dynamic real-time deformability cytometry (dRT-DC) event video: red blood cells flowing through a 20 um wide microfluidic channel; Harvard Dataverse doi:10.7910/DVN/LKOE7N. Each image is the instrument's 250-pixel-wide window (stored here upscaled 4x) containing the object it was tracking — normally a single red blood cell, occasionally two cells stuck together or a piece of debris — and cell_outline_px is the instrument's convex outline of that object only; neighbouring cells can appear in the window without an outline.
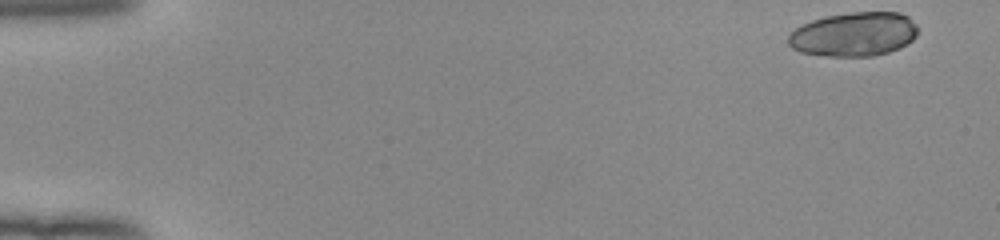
{"species": "human", "species_latin": "Homo sapiens", "temperature_condition": "room temperature", "stored_images_in_passage": 50, "camera_frame_rate_fps": 3000, "um_per_image_px": 0.085, "donor": {"sex": "female"}, "frame": {"image": 1, "passage_image": 1, "time_ms": 0.0, "image_size_px": [1000, 240], "cell_outline_px": [[920, 28], [916, 36], [908, 44], [900, 48], [888, 52], [872, 56], [828, 56], [800, 52], [792, 48], [788, 44], [788, 36], [796, 28], [812, 20], [824, 16], [852, 12], [900, 12], [908, 16]], "centroid_in_image_um": [72.62, 2.91], "position_along_channel_um": 12.4, "area_um2": 33.52}}
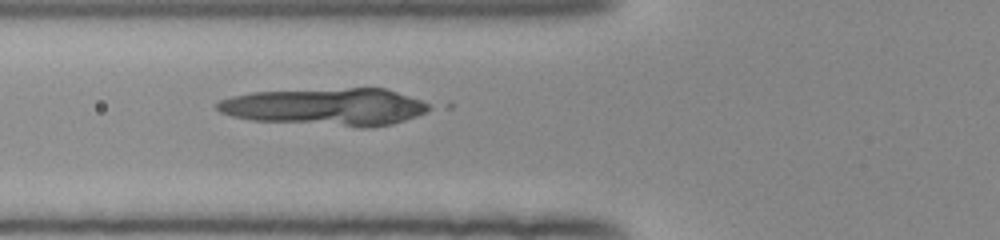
{"frame": {"image": 2, "passage_image": 19, "time_ms": 6.0, "image_size_px": [1000, 240], "cell_outline_px": [[432, 108], [416, 116], [392, 124], [364, 128], [360, 128], [252, 120], [232, 116], [220, 112], [216, 108], [216, 104], [220, 100], [232, 96], [252, 92], [348, 88], [384, 88], [420, 100], [428, 104]], "centroid_in_image_um": [27.67, 9.09], "position_along_channel_um": 98.1, "area_um2": 46.07}}
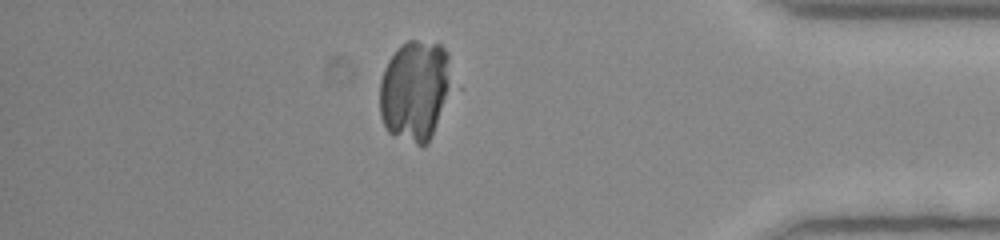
{"frame": {"image": 3, "passage_image": 44, "time_ms": 14.333, "image_size_px": [1000, 240], "cell_outline_px": [[452, 88], [432, 136], [428, 144], [424, 148], [420, 148], [388, 132], [384, 128], [380, 116], [380, 80], [384, 68], [388, 60], [396, 48], [408, 40], [416, 40], [440, 44], [448, 52], [452, 84]], "centroid_in_image_um": [35.27, 7.72], "position_along_channel_um": 399.9, "area_um2": 43.12}, "authors_computed_cell_mechanics": {"area_um2": 43.7257, "velocity_mm_per_s": 3.982, "shape_relaxation_time_tau1_ms": 3.288, "shape_relaxation_time_tau2_ms": null, "deformation_change_tau1": 0.2059, "deformation_change_tau2": null}}